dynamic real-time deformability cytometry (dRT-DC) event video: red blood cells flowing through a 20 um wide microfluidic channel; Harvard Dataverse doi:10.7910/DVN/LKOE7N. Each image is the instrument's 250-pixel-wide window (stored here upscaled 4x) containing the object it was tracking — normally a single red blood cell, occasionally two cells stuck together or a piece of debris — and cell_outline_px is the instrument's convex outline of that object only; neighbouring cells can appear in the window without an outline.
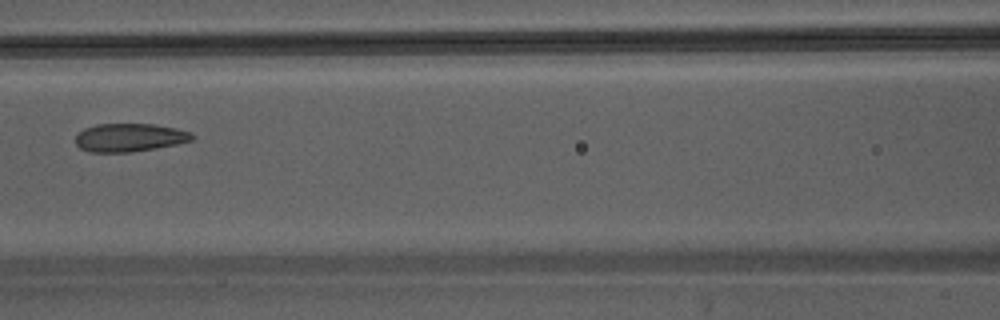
{"species": "Egyptian fruit bat (a non-hibernating species)", "species_latin": "Rousettus aegyptiacus", "temperature_condition": "warm", "stored_images_in_passage": 34, "camera_frame_rate_fps": 3000, "um_per_image_px": 0.085, "animal": {"sex": "male"}, "frame": {"image": 1, "passage_image": 11, "time_ms": 3.333, "image_size_px": [1000, 320], "cell_outline_px": [[196, 136], [192, 140], [176, 144], [156, 148], [128, 152], [88, 152], [80, 148], [76, 144], [76, 132], [84, 128], [96, 124], [152, 124], [176, 128], [192, 132]], "centroid_in_image_um": [10.99, 11.68], "position_along_channel_um": 155.6, "area_um2": 19.31}}
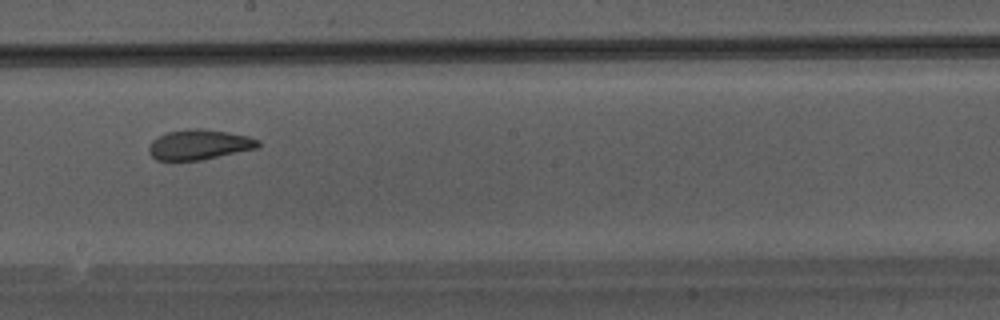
{"frame": {"image": 2, "passage_image": 16, "time_ms": 5.0, "image_size_px": [1000, 320], "cell_outline_px": [[260, 148], [200, 160], [156, 160], [148, 152], [148, 148], [152, 140], [168, 132], [188, 128], [204, 128], [228, 132], [248, 136], [260, 140]], "centroid_in_image_um": [16.96, 12.28], "position_along_channel_um": 231.2, "area_um2": 19.31}}
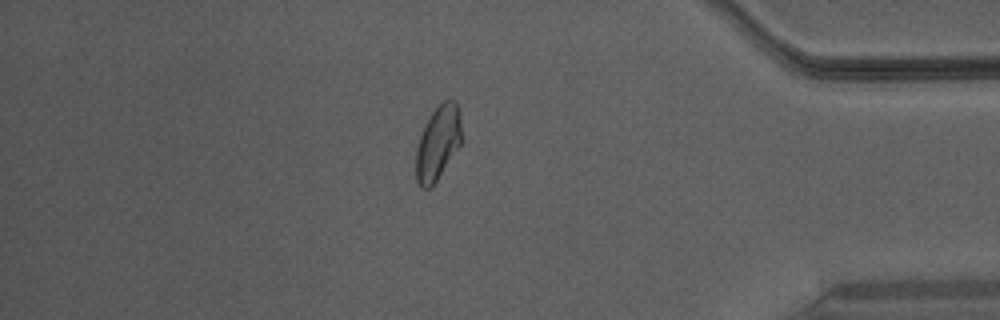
{"frame": {"image": 3, "passage_image": 29, "time_ms": 9.333, "image_size_px": [1000, 320], "cell_outline_px": [[460, 144], [436, 180], [428, 188], [424, 188], [416, 180], [416, 148], [424, 124], [428, 116], [448, 96], [452, 96], [456, 100], [460, 108]], "centroid_in_image_um": [37.22, 12.03], "position_along_channel_um": 398.0, "area_um2": 19.54}}